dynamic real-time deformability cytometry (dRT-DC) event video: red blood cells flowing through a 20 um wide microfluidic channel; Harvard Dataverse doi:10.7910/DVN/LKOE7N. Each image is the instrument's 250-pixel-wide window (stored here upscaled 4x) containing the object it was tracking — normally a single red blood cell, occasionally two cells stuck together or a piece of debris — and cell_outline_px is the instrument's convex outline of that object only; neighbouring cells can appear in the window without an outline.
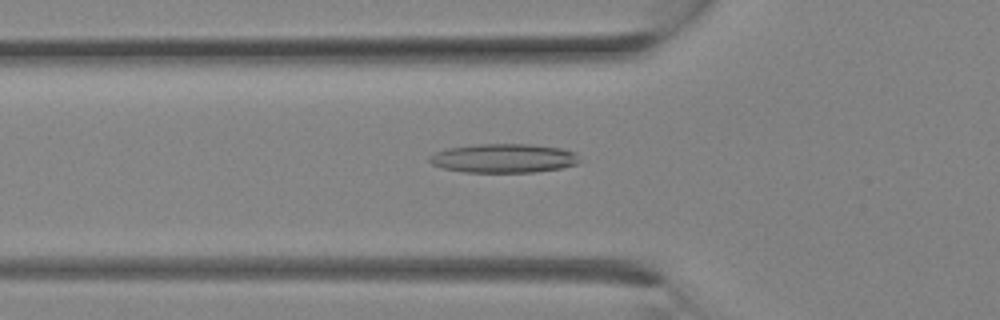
{"species": "Egyptian fruit bat (a non-hibernating species)", "species_latin": "Rousettus aegyptiacus", "temperature_condition": "room temperature", "stored_images_in_passage": 14, "camera_frame_rate_fps": 3000, "um_per_image_px": 0.085, "animal": {"sex": "female"}, "frame": {"image": 1, "passage_image": 10, "time_ms": 3.0, "image_size_px": [1000, 320], "cell_outline_px": [[580, 160], [576, 164], [560, 168], [536, 172], [464, 172], [440, 168], [432, 164], [428, 160], [428, 156], [436, 152], [448, 148], [476, 144], [532, 144], [560, 148], [576, 152], [580, 156]], "centroid_in_image_um": [42.8, 13.45], "position_along_channel_um": 83.0, "area_um2": 25.55}}
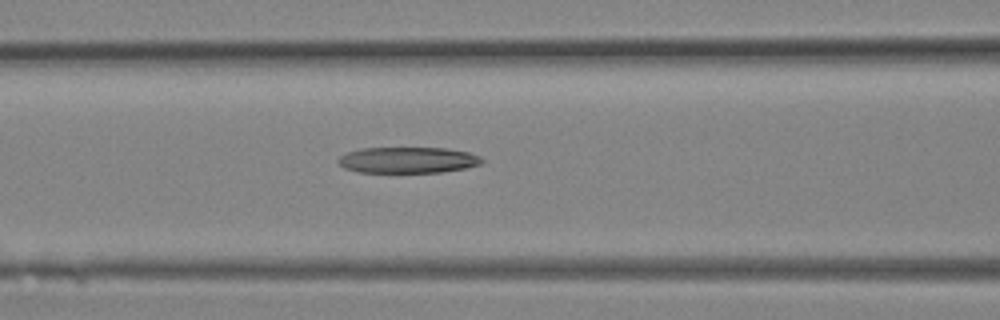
{"frame": {"image": 2, "passage_image": 12, "time_ms": 3.667, "image_size_px": [1000, 320], "cell_outline_px": [[484, 160], [480, 164], [468, 168], [440, 172], [356, 172], [344, 168], [336, 160], [340, 156], [348, 152], [360, 148], [444, 148], [468, 152], [480, 156]], "centroid_in_image_um": [34.66, 13.6], "position_along_channel_um": 131.9, "area_um2": 21.85}}
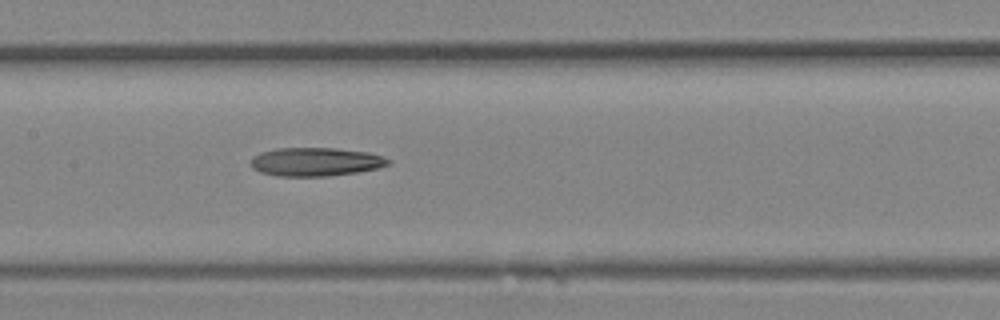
{"frame": {"image": 3, "passage_image": 14, "time_ms": 4.333, "image_size_px": [1000, 320], "cell_outline_px": [[392, 160], [388, 164], [376, 168], [356, 172], [328, 176], [276, 176], [260, 172], [252, 168], [252, 156], [260, 152], [276, 148], [336, 148], [368, 152], [384, 156]], "centroid_in_image_um": [26.82, 13.75], "position_along_channel_um": 180.6, "area_um2": 22.89}}